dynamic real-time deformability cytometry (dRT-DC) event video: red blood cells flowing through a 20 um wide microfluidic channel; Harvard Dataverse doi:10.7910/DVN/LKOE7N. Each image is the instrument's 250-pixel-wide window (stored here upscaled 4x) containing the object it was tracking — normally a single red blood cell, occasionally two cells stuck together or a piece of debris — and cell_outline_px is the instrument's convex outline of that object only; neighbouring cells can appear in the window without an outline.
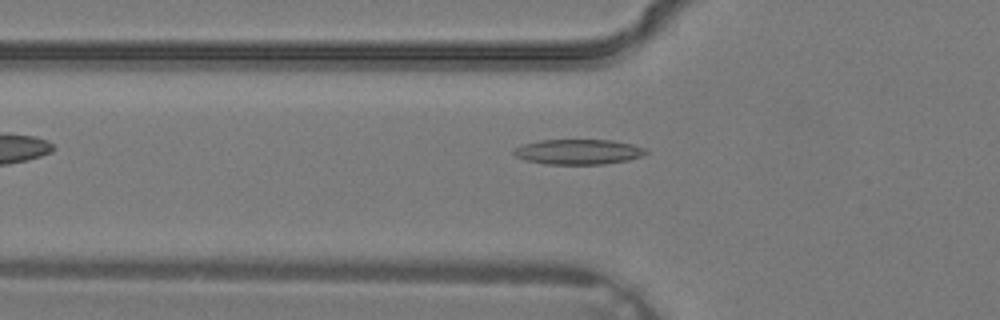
{"species": "common noctule bat (a hibernating species)", "species_latin": "Nyctalus noctula", "temperature_condition": "warm", "stored_images_in_passage": 3, "camera_frame_rate_fps": 3000, "um_per_image_px": 0.085, "animal": {"sex": "male", "body_mass_g": 19.2, "forearm_length_mm": 51.8}, "frame": {"image": 1, "passage_image": 3, "time_ms": 0.667, "image_size_px": [1000, 320], "cell_outline_px": [[648, 152], [644, 156], [628, 160], [604, 164], [544, 164], [524, 160], [516, 156], [512, 152], [516, 148], [524, 144], [540, 140], [612, 140], [632, 144], [644, 148]], "centroid_in_image_um": [49.17, 12.91], "position_along_channel_um": 76.6, "area_um2": 19.36}}